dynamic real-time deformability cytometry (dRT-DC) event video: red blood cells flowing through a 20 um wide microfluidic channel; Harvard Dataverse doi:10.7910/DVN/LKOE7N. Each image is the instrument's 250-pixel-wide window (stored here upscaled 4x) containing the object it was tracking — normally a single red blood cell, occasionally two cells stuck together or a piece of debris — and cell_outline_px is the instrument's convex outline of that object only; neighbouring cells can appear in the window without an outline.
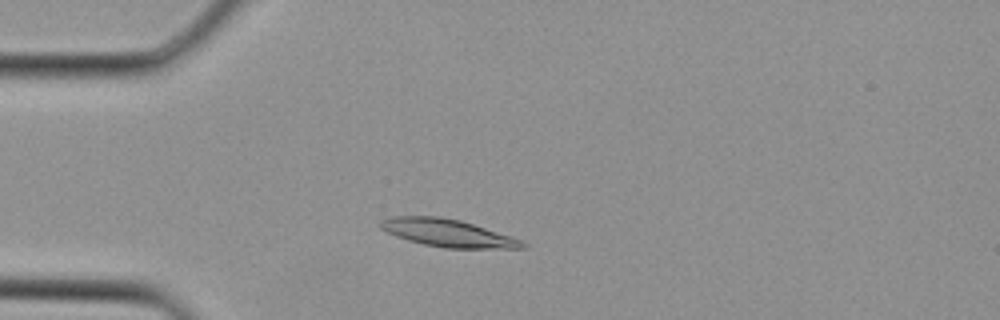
{"species": "Egyptian fruit bat (a non-hibernating species)", "species_latin": "Rousettus aegyptiacus", "temperature_condition": "cold", "stored_images_in_passage": 2, "camera_frame_rate_fps": 3000, "um_per_image_px": 0.085, "animal": {"sex": "female"}, "frame": {"image": 1, "passage_image": 2, "time_ms": 0.333, "image_size_px": [1000, 320], "cell_outline_px": [[528, 244], [524, 248], [444, 248], [424, 244], [408, 240], [396, 236], [380, 228], [380, 220], [396, 216], [436, 216], [460, 220], [512, 236]], "centroid_in_image_um": [38.06, 19.8], "position_along_channel_um": 46.9, "area_um2": 22.6}}